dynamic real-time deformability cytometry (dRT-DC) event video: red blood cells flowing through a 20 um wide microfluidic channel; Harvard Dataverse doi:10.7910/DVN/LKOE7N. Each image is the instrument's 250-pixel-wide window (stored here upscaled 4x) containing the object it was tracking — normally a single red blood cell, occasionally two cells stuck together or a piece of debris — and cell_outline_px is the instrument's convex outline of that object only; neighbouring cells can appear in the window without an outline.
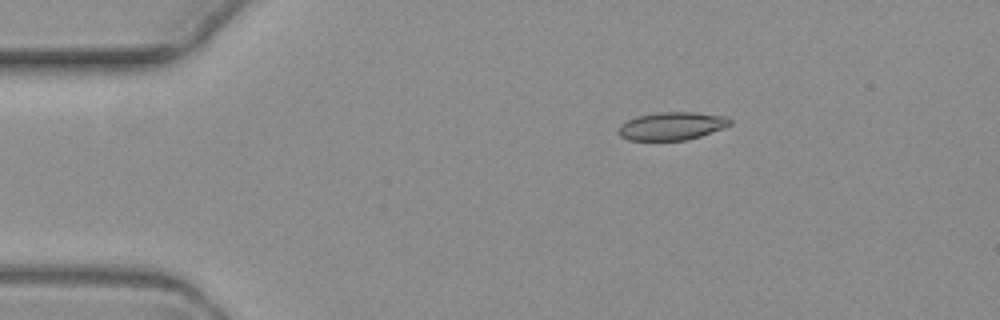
{"species": "common noctule bat (a hibernating species)", "species_latin": "Nyctalus noctula", "temperature_condition": "warm", "stored_images_in_passage": 3, "camera_frame_rate_fps": 3000, "um_per_image_px": 0.085, "animal": {"sex": "female", "body_mass_g": 19.3, "forearm_length_mm": 54.1}, "frame": {"image": 1, "passage_image": 1, "time_ms": 0.0, "image_size_px": [1000, 320], "cell_outline_px": [[732, 124], [700, 136], [684, 140], [628, 140], [620, 136], [616, 132], [620, 124], [636, 116], [656, 112], [692, 112], [728, 116], [732, 120]], "centroid_in_image_um": [57.07, 10.7], "position_along_channel_um": 27.9, "area_um2": 18.26}}